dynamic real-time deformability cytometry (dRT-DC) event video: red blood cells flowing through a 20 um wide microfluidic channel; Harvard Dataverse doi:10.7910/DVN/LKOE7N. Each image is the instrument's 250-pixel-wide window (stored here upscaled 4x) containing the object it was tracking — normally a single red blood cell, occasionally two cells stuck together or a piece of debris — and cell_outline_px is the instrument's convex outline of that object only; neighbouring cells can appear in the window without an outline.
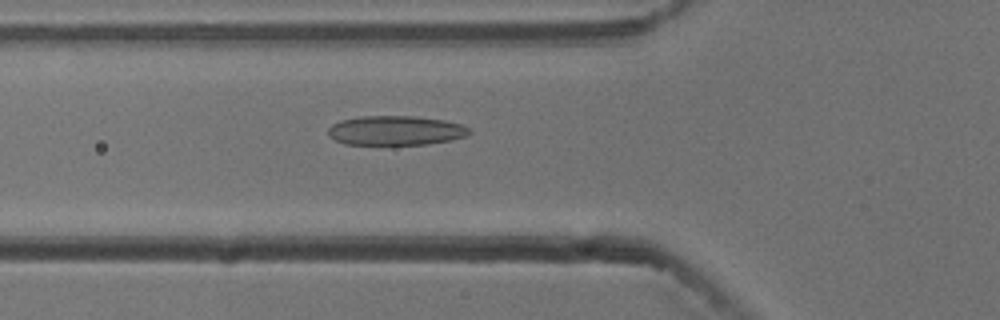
{"species": "common noctule bat (a hibernating species)", "species_latin": "Nyctalus noctula", "temperature_condition": "cold", "stored_images_in_passage": 54, "camera_frame_rate_fps": 3000, "um_per_image_px": 0.085, "animal": {"sex": "male", "body_mass_g": 13.3}, "frame": {"image": 1, "passage_image": 19, "time_ms": 6.0, "image_size_px": [1000, 320], "cell_outline_px": [[472, 132], [464, 136], [448, 140], [428, 144], [344, 144], [328, 136], [328, 128], [332, 124], [340, 120], [360, 116], [416, 116], [444, 120], [464, 124], [472, 128]], "centroid_in_image_um": [33.64, 11.08], "position_along_channel_um": 92.2, "area_um2": 24.33}}
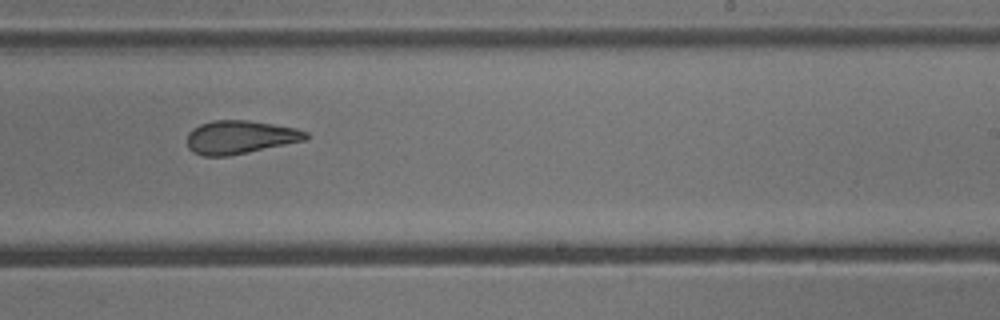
{"frame": {"image": 2, "passage_image": 33, "time_ms": 10.667, "image_size_px": [1000, 320], "cell_outline_px": [[308, 140], [228, 156], [204, 156], [192, 152], [188, 148], [188, 132], [192, 128], [200, 124], [212, 120], [248, 120], [296, 128], [308, 132]], "centroid_in_image_um": [20.41, 11.66], "position_along_channel_um": 268.6, "area_um2": 23.18}}
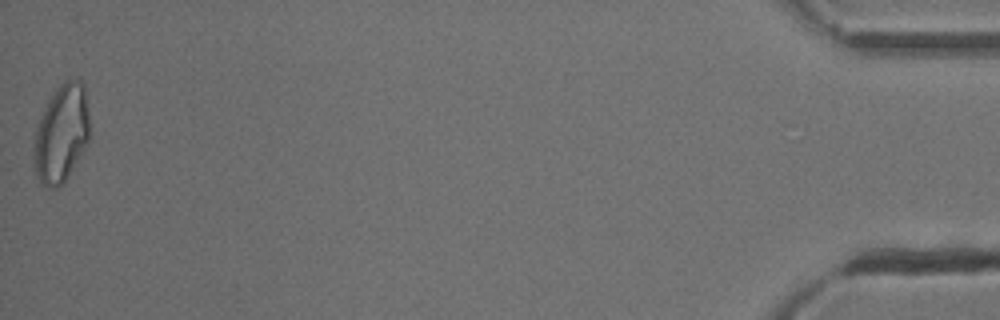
{"frame": {"image": 3, "passage_image": 54, "time_ms": 17.667, "image_size_px": [1000, 320], "cell_outline_px": [[88, 140], [72, 168], [64, 180], [56, 188], [48, 188], [40, 184], [36, 176], [32, 164], [32, 148], [36, 128], [52, 92], [64, 80], [80, 80], [84, 84], [88, 116]], "centroid_in_image_um": [5.16, 11.37], "position_along_channel_um": 430.0, "area_um2": 31.56}, "authors_computed_cell_mechanics": {"area_um2": 25.0563, "velocity_mm_per_s": 3.7682, "shape_relaxation_time_tau1_ms": null, "shape_relaxation_time_tau2_ms": 2.0566, "deformation_change_tau1": null, "deformation_change_tau2": 0.1042}}